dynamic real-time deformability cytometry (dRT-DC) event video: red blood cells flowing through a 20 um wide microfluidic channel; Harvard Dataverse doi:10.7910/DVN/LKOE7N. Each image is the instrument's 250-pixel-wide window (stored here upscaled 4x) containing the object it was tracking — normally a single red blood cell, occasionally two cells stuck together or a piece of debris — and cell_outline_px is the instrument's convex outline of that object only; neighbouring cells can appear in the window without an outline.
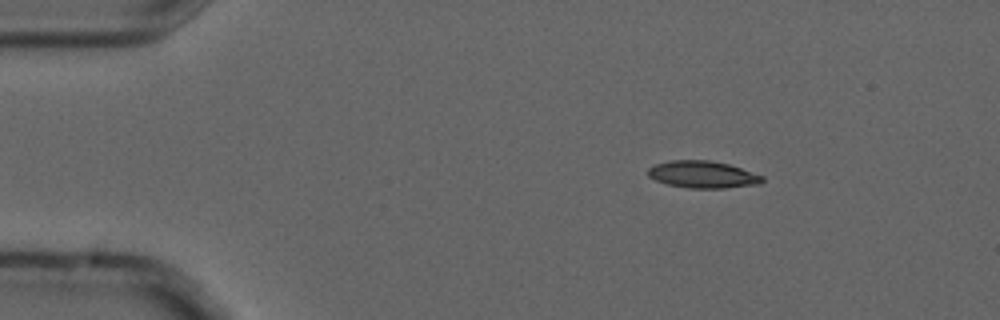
{"species": "common noctule bat (a hibernating species)", "species_latin": "Nyctalus noctula", "temperature_condition": "cold", "stored_images_in_passage": 4, "camera_frame_rate_fps": 3000, "um_per_image_px": 0.085, "animal": {"sex": "male", "forearm_length_mm": 52.5}, "frame": {"image": 1, "passage_image": 1, "time_ms": 0.0, "image_size_px": [1000, 320], "cell_outline_px": [[764, 180], [760, 184], [724, 188], [688, 188], [668, 184], [656, 180], [648, 176], [648, 168], [656, 164], [672, 160], [708, 160], [728, 164], [764, 176]], "centroid_in_image_um": [59.74, 14.83], "position_along_channel_um": 25.3, "area_um2": 17.92}}
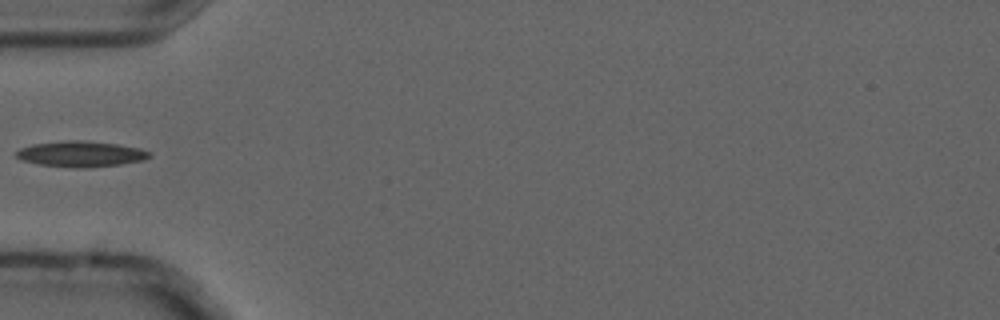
{"frame": {"image": 2, "passage_image": 4, "time_ms": 1.0, "image_size_px": [1000, 320], "cell_outline_px": [[152, 156], [144, 160], [120, 164], [88, 168], [72, 168], [40, 164], [20, 160], [16, 156], [16, 152], [20, 148], [32, 144], [64, 140], [84, 140], [116, 144], [140, 148], [148, 152]], "centroid_in_image_um": [6.85, 13.09], "position_along_channel_um": 78.1, "area_um2": 20.06}}